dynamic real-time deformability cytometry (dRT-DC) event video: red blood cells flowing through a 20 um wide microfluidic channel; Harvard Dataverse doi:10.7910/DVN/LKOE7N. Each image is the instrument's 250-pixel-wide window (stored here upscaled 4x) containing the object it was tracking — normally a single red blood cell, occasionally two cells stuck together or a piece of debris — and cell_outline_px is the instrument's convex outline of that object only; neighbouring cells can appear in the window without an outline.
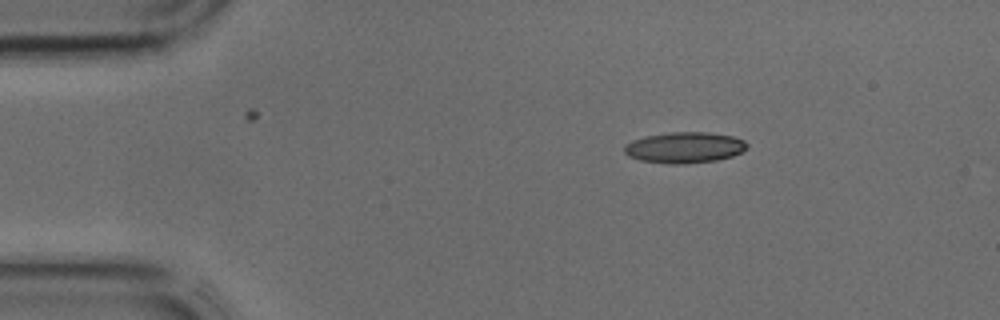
{"species": "common noctule bat (a hibernating species)", "species_latin": "Nyctalus noctula", "temperature_condition": "cold", "stored_images_in_passage": 37, "camera_frame_rate_fps": 3000, "um_per_image_px": 0.085, "animal": {"sex": "male", "body_mass_g": 17.9, "forearm_length_mm": 54.2}, "frame": {"image": 1, "passage_image": 1, "time_ms": 0.0, "image_size_px": [1000, 320], "cell_outline_px": [[748, 148], [732, 156], [716, 160], [684, 164], [672, 164], [640, 160], [628, 156], [624, 152], [624, 144], [632, 140], [644, 136], [668, 132], [708, 132], [732, 136], [744, 140], [748, 144]], "centroid_in_image_um": [58.16, 12.53], "position_along_channel_um": 26.8, "area_um2": 22.25}}
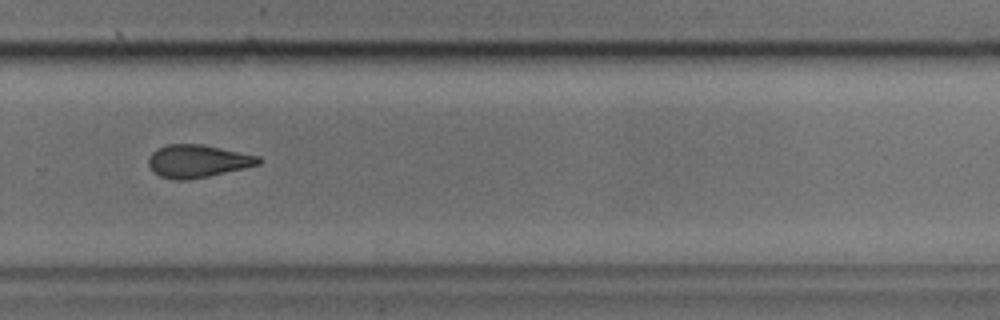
{"frame": {"image": 2, "passage_image": 23, "time_ms": 7.333, "image_size_px": [1000, 320], "cell_outline_px": [[264, 160], [260, 164], [244, 168], [208, 176], [188, 180], [172, 180], [160, 176], [148, 164], [148, 160], [152, 152], [168, 144], [200, 144], [260, 156]], "centroid_in_image_um": [16.83, 13.7], "position_along_channel_um": 313.0, "area_um2": 20.81}}
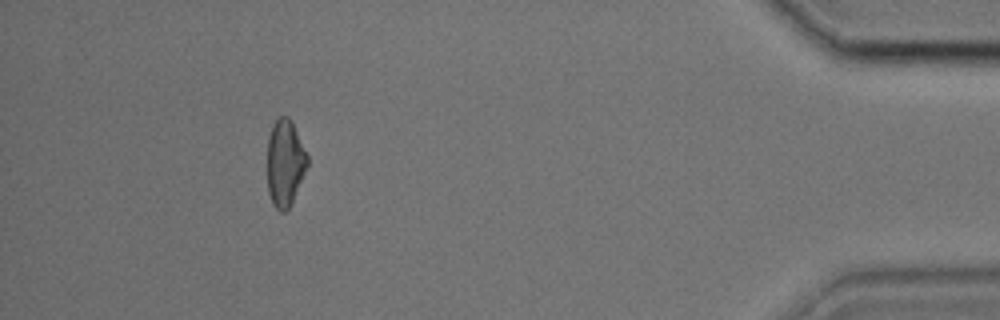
{"frame": {"image": 3, "passage_image": 33, "time_ms": 10.667, "image_size_px": [1000, 320], "cell_outline_px": [[308, 164], [292, 200], [288, 208], [284, 212], [280, 212], [272, 204], [268, 192], [268, 140], [272, 124], [280, 116], [288, 116], [292, 120], [308, 156]], "centroid_in_image_um": [24.22, 13.82], "position_along_channel_um": 411.0, "area_um2": 20.06}}